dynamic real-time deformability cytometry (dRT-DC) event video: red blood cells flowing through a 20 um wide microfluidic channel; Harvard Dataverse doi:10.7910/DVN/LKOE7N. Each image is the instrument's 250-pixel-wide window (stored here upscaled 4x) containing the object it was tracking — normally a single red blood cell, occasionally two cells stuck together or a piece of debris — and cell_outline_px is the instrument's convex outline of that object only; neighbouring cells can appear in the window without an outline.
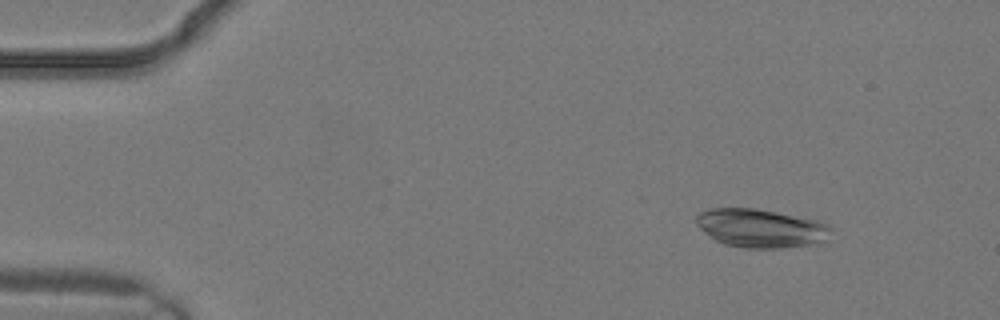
{"species": "common noctule bat (a hibernating species)", "species_latin": "Nyctalus noctula", "temperature_condition": "warm", "stored_images_in_passage": 9, "camera_frame_rate_fps": 3000, "um_per_image_px": 0.085, "animal": {"sex": "male", "body_mass_g": 19.2, "forearm_length_mm": 51.8}, "frame": {"image": 1, "passage_image": 3, "time_ms": 0.667, "image_size_px": [1000, 320], "cell_outline_px": [[832, 228], [824, 240], [820, 244], [780, 248], [744, 248], [724, 244], [708, 236], [696, 224], [696, 216], [700, 212], [708, 208], [756, 208], [816, 220], [828, 224]], "centroid_in_image_um": [64.65, 19.4], "position_along_channel_um": 20.4, "area_um2": 30.35}}
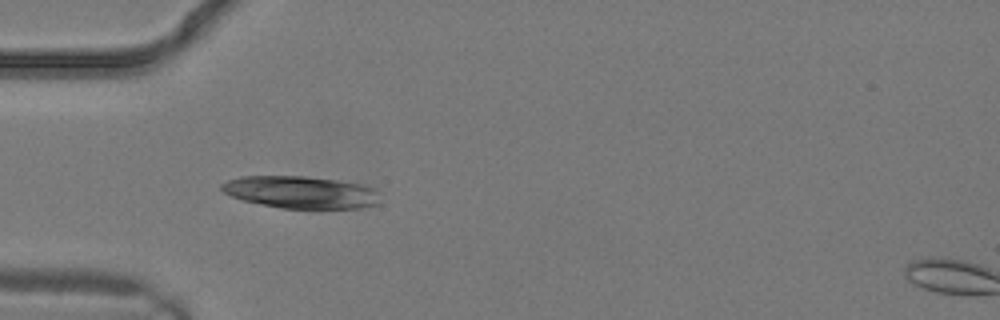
{"frame": {"image": 2, "passage_image": 8, "time_ms": 2.333, "image_size_px": [1000, 320], "cell_outline_px": [[380, 204], [360, 208], [280, 208], [244, 200], [232, 196], [224, 192], [220, 188], [220, 184], [228, 180], [240, 176], [304, 176], [336, 180], [364, 184], [376, 188]], "centroid_in_image_um": [25.6, 16.33], "position_along_channel_um": 59.4, "area_um2": 29.82}}